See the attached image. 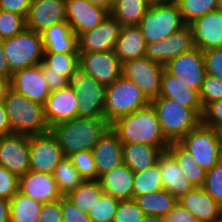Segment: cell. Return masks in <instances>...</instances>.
Wrapping results in <instances>:
<instances>
[{"mask_svg": "<svg viewBox=\"0 0 222 222\" xmlns=\"http://www.w3.org/2000/svg\"><path fill=\"white\" fill-rule=\"evenodd\" d=\"M109 128L104 117H75L51 126L49 131L57 139L64 156L69 157L80 151H92Z\"/></svg>", "mask_w": 222, "mask_h": 222, "instance_id": "obj_1", "label": "cell"}, {"mask_svg": "<svg viewBox=\"0 0 222 222\" xmlns=\"http://www.w3.org/2000/svg\"><path fill=\"white\" fill-rule=\"evenodd\" d=\"M122 143H140L167 148L170 142L162 133L157 113L152 105L121 116L110 124Z\"/></svg>", "mask_w": 222, "mask_h": 222, "instance_id": "obj_2", "label": "cell"}, {"mask_svg": "<svg viewBox=\"0 0 222 222\" xmlns=\"http://www.w3.org/2000/svg\"><path fill=\"white\" fill-rule=\"evenodd\" d=\"M3 103L11 124L12 133L36 135L49 131L44 105L9 89Z\"/></svg>", "mask_w": 222, "mask_h": 222, "instance_id": "obj_3", "label": "cell"}, {"mask_svg": "<svg viewBox=\"0 0 222 222\" xmlns=\"http://www.w3.org/2000/svg\"><path fill=\"white\" fill-rule=\"evenodd\" d=\"M185 24L176 2L153 0L138 24L146 44L163 40Z\"/></svg>", "mask_w": 222, "mask_h": 222, "instance_id": "obj_4", "label": "cell"}, {"mask_svg": "<svg viewBox=\"0 0 222 222\" xmlns=\"http://www.w3.org/2000/svg\"><path fill=\"white\" fill-rule=\"evenodd\" d=\"M155 109L163 135L169 142H179L193 130L201 118L191 109L166 97L150 102Z\"/></svg>", "mask_w": 222, "mask_h": 222, "instance_id": "obj_5", "label": "cell"}, {"mask_svg": "<svg viewBox=\"0 0 222 222\" xmlns=\"http://www.w3.org/2000/svg\"><path fill=\"white\" fill-rule=\"evenodd\" d=\"M150 105L139 87L123 75L106 88L104 119L111 124L117 118Z\"/></svg>", "mask_w": 222, "mask_h": 222, "instance_id": "obj_6", "label": "cell"}, {"mask_svg": "<svg viewBox=\"0 0 222 222\" xmlns=\"http://www.w3.org/2000/svg\"><path fill=\"white\" fill-rule=\"evenodd\" d=\"M68 86L78 97L77 117H104V106L107 86L86 74L77 66L68 78Z\"/></svg>", "mask_w": 222, "mask_h": 222, "instance_id": "obj_7", "label": "cell"}, {"mask_svg": "<svg viewBox=\"0 0 222 222\" xmlns=\"http://www.w3.org/2000/svg\"><path fill=\"white\" fill-rule=\"evenodd\" d=\"M4 53L10 72L37 66L43 61L44 47L41 33L25 28L12 38L3 40Z\"/></svg>", "mask_w": 222, "mask_h": 222, "instance_id": "obj_8", "label": "cell"}, {"mask_svg": "<svg viewBox=\"0 0 222 222\" xmlns=\"http://www.w3.org/2000/svg\"><path fill=\"white\" fill-rule=\"evenodd\" d=\"M179 143L193 155L205 171L210 170L222 160V149L216 130L202 122L185 135Z\"/></svg>", "mask_w": 222, "mask_h": 222, "instance_id": "obj_9", "label": "cell"}, {"mask_svg": "<svg viewBox=\"0 0 222 222\" xmlns=\"http://www.w3.org/2000/svg\"><path fill=\"white\" fill-rule=\"evenodd\" d=\"M165 66L146 57L132 59L122 64L123 76L135 83L151 102L160 95V86Z\"/></svg>", "mask_w": 222, "mask_h": 222, "instance_id": "obj_10", "label": "cell"}, {"mask_svg": "<svg viewBox=\"0 0 222 222\" xmlns=\"http://www.w3.org/2000/svg\"><path fill=\"white\" fill-rule=\"evenodd\" d=\"M63 157L64 153L50 131L29 135L30 170L52 174Z\"/></svg>", "mask_w": 222, "mask_h": 222, "instance_id": "obj_11", "label": "cell"}, {"mask_svg": "<svg viewBox=\"0 0 222 222\" xmlns=\"http://www.w3.org/2000/svg\"><path fill=\"white\" fill-rule=\"evenodd\" d=\"M165 69L190 88L200 92L206 75L203 52L194 47L173 58Z\"/></svg>", "mask_w": 222, "mask_h": 222, "instance_id": "obj_12", "label": "cell"}, {"mask_svg": "<svg viewBox=\"0 0 222 222\" xmlns=\"http://www.w3.org/2000/svg\"><path fill=\"white\" fill-rule=\"evenodd\" d=\"M122 28L123 24L109 13L98 26L78 36L79 53L114 50Z\"/></svg>", "mask_w": 222, "mask_h": 222, "instance_id": "obj_13", "label": "cell"}, {"mask_svg": "<svg viewBox=\"0 0 222 222\" xmlns=\"http://www.w3.org/2000/svg\"><path fill=\"white\" fill-rule=\"evenodd\" d=\"M194 47L193 30L190 25H185L165 39L147 44L145 57L152 62L165 66L173 58Z\"/></svg>", "mask_w": 222, "mask_h": 222, "instance_id": "obj_14", "label": "cell"}, {"mask_svg": "<svg viewBox=\"0 0 222 222\" xmlns=\"http://www.w3.org/2000/svg\"><path fill=\"white\" fill-rule=\"evenodd\" d=\"M79 66L86 74L106 86L123 75L122 63L115 51L79 53Z\"/></svg>", "mask_w": 222, "mask_h": 222, "instance_id": "obj_15", "label": "cell"}, {"mask_svg": "<svg viewBox=\"0 0 222 222\" xmlns=\"http://www.w3.org/2000/svg\"><path fill=\"white\" fill-rule=\"evenodd\" d=\"M0 165L18 177L30 170L29 135L11 133L0 137Z\"/></svg>", "mask_w": 222, "mask_h": 222, "instance_id": "obj_16", "label": "cell"}, {"mask_svg": "<svg viewBox=\"0 0 222 222\" xmlns=\"http://www.w3.org/2000/svg\"><path fill=\"white\" fill-rule=\"evenodd\" d=\"M11 89L28 99L45 105L51 91L39 65L18 70L12 74Z\"/></svg>", "mask_w": 222, "mask_h": 222, "instance_id": "obj_17", "label": "cell"}, {"mask_svg": "<svg viewBox=\"0 0 222 222\" xmlns=\"http://www.w3.org/2000/svg\"><path fill=\"white\" fill-rule=\"evenodd\" d=\"M25 19L26 28L38 33L66 22V0H32Z\"/></svg>", "mask_w": 222, "mask_h": 222, "instance_id": "obj_18", "label": "cell"}, {"mask_svg": "<svg viewBox=\"0 0 222 222\" xmlns=\"http://www.w3.org/2000/svg\"><path fill=\"white\" fill-rule=\"evenodd\" d=\"M108 14L87 0H66V22L77 36L98 26Z\"/></svg>", "mask_w": 222, "mask_h": 222, "instance_id": "obj_19", "label": "cell"}, {"mask_svg": "<svg viewBox=\"0 0 222 222\" xmlns=\"http://www.w3.org/2000/svg\"><path fill=\"white\" fill-rule=\"evenodd\" d=\"M78 97L69 86L52 91L44 105L49 128L77 117Z\"/></svg>", "mask_w": 222, "mask_h": 222, "instance_id": "obj_20", "label": "cell"}, {"mask_svg": "<svg viewBox=\"0 0 222 222\" xmlns=\"http://www.w3.org/2000/svg\"><path fill=\"white\" fill-rule=\"evenodd\" d=\"M193 44L202 52L222 47V12L211 11L190 24Z\"/></svg>", "mask_w": 222, "mask_h": 222, "instance_id": "obj_21", "label": "cell"}, {"mask_svg": "<svg viewBox=\"0 0 222 222\" xmlns=\"http://www.w3.org/2000/svg\"><path fill=\"white\" fill-rule=\"evenodd\" d=\"M19 191L40 203L62 198L52 174L32 170L19 177Z\"/></svg>", "mask_w": 222, "mask_h": 222, "instance_id": "obj_22", "label": "cell"}, {"mask_svg": "<svg viewBox=\"0 0 222 222\" xmlns=\"http://www.w3.org/2000/svg\"><path fill=\"white\" fill-rule=\"evenodd\" d=\"M122 146L118 135L109 128L92 150L97 171V180L123 163Z\"/></svg>", "mask_w": 222, "mask_h": 222, "instance_id": "obj_23", "label": "cell"}, {"mask_svg": "<svg viewBox=\"0 0 222 222\" xmlns=\"http://www.w3.org/2000/svg\"><path fill=\"white\" fill-rule=\"evenodd\" d=\"M178 202L189 211L198 222H222V206L203 187H194Z\"/></svg>", "mask_w": 222, "mask_h": 222, "instance_id": "obj_24", "label": "cell"}, {"mask_svg": "<svg viewBox=\"0 0 222 222\" xmlns=\"http://www.w3.org/2000/svg\"><path fill=\"white\" fill-rule=\"evenodd\" d=\"M159 97L174 100L182 106L191 108L200 118L203 114V106L200 102L199 92L190 88L180 79L164 69Z\"/></svg>", "mask_w": 222, "mask_h": 222, "instance_id": "obj_25", "label": "cell"}, {"mask_svg": "<svg viewBox=\"0 0 222 222\" xmlns=\"http://www.w3.org/2000/svg\"><path fill=\"white\" fill-rule=\"evenodd\" d=\"M44 53L79 54L78 36L67 22H60L41 32Z\"/></svg>", "mask_w": 222, "mask_h": 222, "instance_id": "obj_26", "label": "cell"}, {"mask_svg": "<svg viewBox=\"0 0 222 222\" xmlns=\"http://www.w3.org/2000/svg\"><path fill=\"white\" fill-rule=\"evenodd\" d=\"M163 189L180 199L195 186L184 175V170L176 160L164 151L158 158Z\"/></svg>", "mask_w": 222, "mask_h": 222, "instance_id": "obj_27", "label": "cell"}, {"mask_svg": "<svg viewBox=\"0 0 222 222\" xmlns=\"http://www.w3.org/2000/svg\"><path fill=\"white\" fill-rule=\"evenodd\" d=\"M134 175L135 172L122 163L98 180L105 194L119 201L132 200Z\"/></svg>", "mask_w": 222, "mask_h": 222, "instance_id": "obj_28", "label": "cell"}, {"mask_svg": "<svg viewBox=\"0 0 222 222\" xmlns=\"http://www.w3.org/2000/svg\"><path fill=\"white\" fill-rule=\"evenodd\" d=\"M166 149L140 143H123V164L135 173L143 171L157 163L159 156Z\"/></svg>", "mask_w": 222, "mask_h": 222, "instance_id": "obj_29", "label": "cell"}, {"mask_svg": "<svg viewBox=\"0 0 222 222\" xmlns=\"http://www.w3.org/2000/svg\"><path fill=\"white\" fill-rule=\"evenodd\" d=\"M146 41L138 26H123L115 44V54L123 64L145 57Z\"/></svg>", "mask_w": 222, "mask_h": 222, "instance_id": "obj_30", "label": "cell"}, {"mask_svg": "<svg viewBox=\"0 0 222 222\" xmlns=\"http://www.w3.org/2000/svg\"><path fill=\"white\" fill-rule=\"evenodd\" d=\"M166 151L184 170V175L195 187L204 185L206 171L198 164L193 155L179 142H170Z\"/></svg>", "mask_w": 222, "mask_h": 222, "instance_id": "obj_31", "label": "cell"}, {"mask_svg": "<svg viewBox=\"0 0 222 222\" xmlns=\"http://www.w3.org/2000/svg\"><path fill=\"white\" fill-rule=\"evenodd\" d=\"M153 0H114L110 14L123 26H138Z\"/></svg>", "mask_w": 222, "mask_h": 222, "instance_id": "obj_32", "label": "cell"}, {"mask_svg": "<svg viewBox=\"0 0 222 222\" xmlns=\"http://www.w3.org/2000/svg\"><path fill=\"white\" fill-rule=\"evenodd\" d=\"M134 200L145 215L160 217H165L178 203V199L165 189L138 196Z\"/></svg>", "mask_w": 222, "mask_h": 222, "instance_id": "obj_33", "label": "cell"}, {"mask_svg": "<svg viewBox=\"0 0 222 222\" xmlns=\"http://www.w3.org/2000/svg\"><path fill=\"white\" fill-rule=\"evenodd\" d=\"M43 203L18 191L10 199L9 222H37Z\"/></svg>", "mask_w": 222, "mask_h": 222, "instance_id": "obj_34", "label": "cell"}, {"mask_svg": "<svg viewBox=\"0 0 222 222\" xmlns=\"http://www.w3.org/2000/svg\"><path fill=\"white\" fill-rule=\"evenodd\" d=\"M57 188L62 196L78 188L84 181L69 157L64 156L52 173Z\"/></svg>", "mask_w": 222, "mask_h": 222, "instance_id": "obj_35", "label": "cell"}, {"mask_svg": "<svg viewBox=\"0 0 222 222\" xmlns=\"http://www.w3.org/2000/svg\"><path fill=\"white\" fill-rule=\"evenodd\" d=\"M103 194L99 180H85L78 188L70 191L66 197L83 212L89 213Z\"/></svg>", "mask_w": 222, "mask_h": 222, "instance_id": "obj_36", "label": "cell"}, {"mask_svg": "<svg viewBox=\"0 0 222 222\" xmlns=\"http://www.w3.org/2000/svg\"><path fill=\"white\" fill-rule=\"evenodd\" d=\"M163 189L159 162L147 169L137 172L133 181V199Z\"/></svg>", "mask_w": 222, "mask_h": 222, "instance_id": "obj_37", "label": "cell"}, {"mask_svg": "<svg viewBox=\"0 0 222 222\" xmlns=\"http://www.w3.org/2000/svg\"><path fill=\"white\" fill-rule=\"evenodd\" d=\"M218 0H177L179 11L185 25H190L196 19L216 10Z\"/></svg>", "mask_w": 222, "mask_h": 222, "instance_id": "obj_38", "label": "cell"}, {"mask_svg": "<svg viewBox=\"0 0 222 222\" xmlns=\"http://www.w3.org/2000/svg\"><path fill=\"white\" fill-rule=\"evenodd\" d=\"M43 62L48 66V72H56L67 78L79 66V54L44 53Z\"/></svg>", "mask_w": 222, "mask_h": 222, "instance_id": "obj_39", "label": "cell"}, {"mask_svg": "<svg viewBox=\"0 0 222 222\" xmlns=\"http://www.w3.org/2000/svg\"><path fill=\"white\" fill-rule=\"evenodd\" d=\"M118 204L119 200L104 193L88 213L91 222H113Z\"/></svg>", "mask_w": 222, "mask_h": 222, "instance_id": "obj_40", "label": "cell"}, {"mask_svg": "<svg viewBox=\"0 0 222 222\" xmlns=\"http://www.w3.org/2000/svg\"><path fill=\"white\" fill-rule=\"evenodd\" d=\"M26 28L24 16L0 9V39H8Z\"/></svg>", "mask_w": 222, "mask_h": 222, "instance_id": "obj_41", "label": "cell"}, {"mask_svg": "<svg viewBox=\"0 0 222 222\" xmlns=\"http://www.w3.org/2000/svg\"><path fill=\"white\" fill-rule=\"evenodd\" d=\"M204 191L222 206V160L206 171Z\"/></svg>", "mask_w": 222, "mask_h": 222, "instance_id": "obj_42", "label": "cell"}, {"mask_svg": "<svg viewBox=\"0 0 222 222\" xmlns=\"http://www.w3.org/2000/svg\"><path fill=\"white\" fill-rule=\"evenodd\" d=\"M69 158L85 180H97V171L92 151H80L70 155Z\"/></svg>", "mask_w": 222, "mask_h": 222, "instance_id": "obj_43", "label": "cell"}, {"mask_svg": "<svg viewBox=\"0 0 222 222\" xmlns=\"http://www.w3.org/2000/svg\"><path fill=\"white\" fill-rule=\"evenodd\" d=\"M199 98L203 108L209 103L222 100V79L206 74Z\"/></svg>", "mask_w": 222, "mask_h": 222, "instance_id": "obj_44", "label": "cell"}, {"mask_svg": "<svg viewBox=\"0 0 222 222\" xmlns=\"http://www.w3.org/2000/svg\"><path fill=\"white\" fill-rule=\"evenodd\" d=\"M144 216L134 199L122 200L119 201L113 222H141Z\"/></svg>", "mask_w": 222, "mask_h": 222, "instance_id": "obj_45", "label": "cell"}, {"mask_svg": "<svg viewBox=\"0 0 222 222\" xmlns=\"http://www.w3.org/2000/svg\"><path fill=\"white\" fill-rule=\"evenodd\" d=\"M19 191V177L0 165V197L10 200Z\"/></svg>", "mask_w": 222, "mask_h": 222, "instance_id": "obj_46", "label": "cell"}, {"mask_svg": "<svg viewBox=\"0 0 222 222\" xmlns=\"http://www.w3.org/2000/svg\"><path fill=\"white\" fill-rule=\"evenodd\" d=\"M206 74L222 79V47L203 52Z\"/></svg>", "mask_w": 222, "mask_h": 222, "instance_id": "obj_47", "label": "cell"}, {"mask_svg": "<svg viewBox=\"0 0 222 222\" xmlns=\"http://www.w3.org/2000/svg\"><path fill=\"white\" fill-rule=\"evenodd\" d=\"M63 222H91L88 213L83 212L66 196L61 198Z\"/></svg>", "mask_w": 222, "mask_h": 222, "instance_id": "obj_48", "label": "cell"}, {"mask_svg": "<svg viewBox=\"0 0 222 222\" xmlns=\"http://www.w3.org/2000/svg\"><path fill=\"white\" fill-rule=\"evenodd\" d=\"M201 122L214 129L222 125V100L214 101L204 107Z\"/></svg>", "mask_w": 222, "mask_h": 222, "instance_id": "obj_49", "label": "cell"}, {"mask_svg": "<svg viewBox=\"0 0 222 222\" xmlns=\"http://www.w3.org/2000/svg\"><path fill=\"white\" fill-rule=\"evenodd\" d=\"M37 222H63L61 199L43 203Z\"/></svg>", "mask_w": 222, "mask_h": 222, "instance_id": "obj_50", "label": "cell"}, {"mask_svg": "<svg viewBox=\"0 0 222 222\" xmlns=\"http://www.w3.org/2000/svg\"><path fill=\"white\" fill-rule=\"evenodd\" d=\"M39 66L43 72L45 81L47 82L50 91L59 90L68 86V78L56 72H48V66L42 61Z\"/></svg>", "mask_w": 222, "mask_h": 222, "instance_id": "obj_51", "label": "cell"}, {"mask_svg": "<svg viewBox=\"0 0 222 222\" xmlns=\"http://www.w3.org/2000/svg\"><path fill=\"white\" fill-rule=\"evenodd\" d=\"M165 222H198L185 207L179 202L164 217Z\"/></svg>", "mask_w": 222, "mask_h": 222, "instance_id": "obj_52", "label": "cell"}, {"mask_svg": "<svg viewBox=\"0 0 222 222\" xmlns=\"http://www.w3.org/2000/svg\"><path fill=\"white\" fill-rule=\"evenodd\" d=\"M32 0H0V9L22 15L26 18Z\"/></svg>", "mask_w": 222, "mask_h": 222, "instance_id": "obj_53", "label": "cell"}, {"mask_svg": "<svg viewBox=\"0 0 222 222\" xmlns=\"http://www.w3.org/2000/svg\"><path fill=\"white\" fill-rule=\"evenodd\" d=\"M11 124L3 102H0V137L11 134Z\"/></svg>", "mask_w": 222, "mask_h": 222, "instance_id": "obj_54", "label": "cell"}, {"mask_svg": "<svg viewBox=\"0 0 222 222\" xmlns=\"http://www.w3.org/2000/svg\"><path fill=\"white\" fill-rule=\"evenodd\" d=\"M0 76L10 80L12 78V73L10 72L9 65L6 60V55L4 53V46L2 39H0Z\"/></svg>", "mask_w": 222, "mask_h": 222, "instance_id": "obj_55", "label": "cell"}, {"mask_svg": "<svg viewBox=\"0 0 222 222\" xmlns=\"http://www.w3.org/2000/svg\"><path fill=\"white\" fill-rule=\"evenodd\" d=\"M10 200L0 197V222H9Z\"/></svg>", "mask_w": 222, "mask_h": 222, "instance_id": "obj_56", "label": "cell"}, {"mask_svg": "<svg viewBox=\"0 0 222 222\" xmlns=\"http://www.w3.org/2000/svg\"><path fill=\"white\" fill-rule=\"evenodd\" d=\"M11 88L10 79L0 76V102H3L8 90Z\"/></svg>", "mask_w": 222, "mask_h": 222, "instance_id": "obj_57", "label": "cell"}, {"mask_svg": "<svg viewBox=\"0 0 222 222\" xmlns=\"http://www.w3.org/2000/svg\"><path fill=\"white\" fill-rule=\"evenodd\" d=\"M87 1H89L91 4L95 6H99L103 9H106L110 13L114 0H87Z\"/></svg>", "mask_w": 222, "mask_h": 222, "instance_id": "obj_58", "label": "cell"}, {"mask_svg": "<svg viewBox=\"0 0 222 222\" xmlns=\"http://www.w3.org/2000/svg\"><path fill=\"white\" fill-rule=\"evenodd\" d=\"M141 222H165L164 217L145 215Z\"/></svg>", "mask_w": 222, "mask_h": 222, "instance_id": "obj_59", "label": "cell"}, {"mask_svg": "<svg viewBox=\"0 0 222 222\" xmlns=\"http://www.w3.org/2000/svg\"><path fill=\"white\" fill-rule=\"evenodd\" d=\"M218 136V141L222 149V125L215 129Z\"/></svg>", "mask_w": 222, "mask_h": 222, "instance_id": "obj_60", "label": "cell"}, {"mask_svg": "<svg viewBox=\"0 0 222 222\" xmlns=\"http://www.w3.org/2000/svg\"><path fill=\"white\" fill-rule=\"evenodd\" d=\"M216 10L222 12V0H218V1H217Z\"/></svg>", "mask_w": 222, "mask_h": 222, "instance_id": "obj_61", "label": "cell"}, {"mask_svg": "<svg viewBox=\"0 0 222 222\" xmlns=\"http://www.w3.org/2000/svg\"><path fill=\"white\" fill-rule=\"evenodd\" d=\"M163 1H172V2H176L177 0H163Z\"/></svg>", "mask_w": 222, "mask_h": 222, "instance_id": "obj_62", "label": "cell"}]
</instances>
